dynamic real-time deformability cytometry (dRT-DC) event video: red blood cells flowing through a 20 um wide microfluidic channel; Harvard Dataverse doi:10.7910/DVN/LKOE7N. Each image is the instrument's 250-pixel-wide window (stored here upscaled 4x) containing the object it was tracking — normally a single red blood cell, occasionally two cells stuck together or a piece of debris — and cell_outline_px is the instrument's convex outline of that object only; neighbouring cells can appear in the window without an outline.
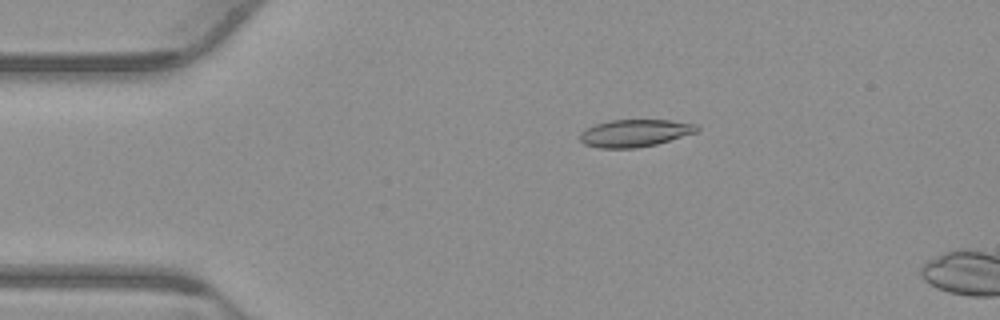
{"species": "common noctule bat (a hibernating species)", "species_latin": "Nyctalus noctula", "temperature_condition": "warm", "stored_images_in_passage": 9, "camera_frame_rate_fps": 3000, "um_per_image_px": 0.085, "animal": {"sex": "male", "body_mass_g": 23.1, "forearm_length_mm": 52.7}, "frame": {"image": 1, "passage_image": 6, "time_ms": 1.667, "image_size_px": [1000, 320], "cell_outline_px": [[700, 128], [696, 132], [656, 144], [636, 148], [600, 148], [584, 144], [580, 140], [580, 132], [596, 124], [612, 120], [668, 120], [696, 124]], "centroid_in_image_um": [53.95, 11.31], "position_along_channel_um": 31.0, "area_um2": 18.44}}